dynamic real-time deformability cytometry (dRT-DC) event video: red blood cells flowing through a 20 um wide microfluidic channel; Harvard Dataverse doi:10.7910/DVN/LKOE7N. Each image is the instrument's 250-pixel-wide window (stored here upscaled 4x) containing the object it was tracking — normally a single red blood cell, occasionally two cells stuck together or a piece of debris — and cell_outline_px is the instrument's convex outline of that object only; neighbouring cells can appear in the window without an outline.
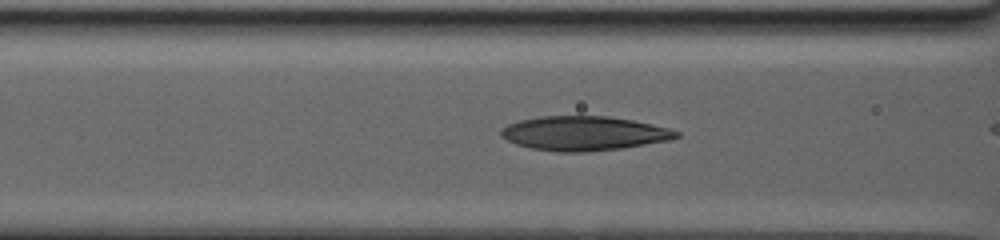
{"species": "human", "species_latin": "Homo sapiens", "temperature_condition": "warm", "stored_images_in_passage": 53, "camera_frame_rate_fps": 3000, "um_per_image_px": 0.085, "donor": {"sex": "male"}, "frame": {"image": 1, "passage_image": 15, "time_ms": 4.0, "image_size_px": [1000, 240], "cell_outline_px": [[680, 136], [668, 140], [620, 148], [584, 152], [556, 152], [528, 148], [516, 144], [500, 136], [500, 128], [508, 124], [520, 120], [540, 116], [608, 116], [632, 120], [668, 128], [680, 132]], "centroid_in_image_um": [49.57, 11.33], "position_along_channel_um": 117.0, "area_um2": 34.97}}
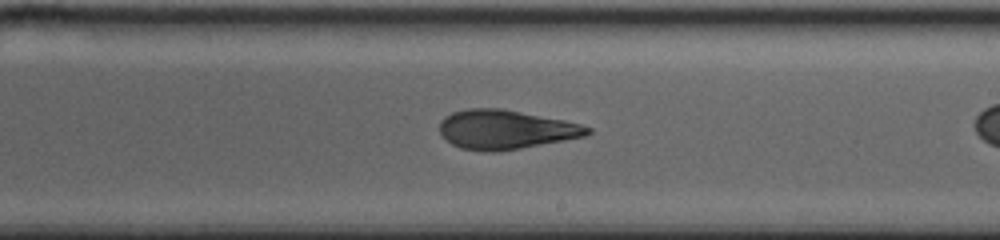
{"frame": {"image": 2, "passage_image": 29, "time_ms": 8.667, "image_size_px": [1000, 240], "cell_outline_px": [[592, 132], [584, 136], [564, 140], [520, 148], [496, 152], [488, 152], [460, 148], [452, 144], [440, 132], [440, 120], [444, 116], [452, 112], [468, 108], [500, 108], [564, 120], [580, 124], [592, 128]], "centroid_in_image_um": [42.95, 11.0], "position_along_channel_um": 246.0, "area_um2": 33.58}}
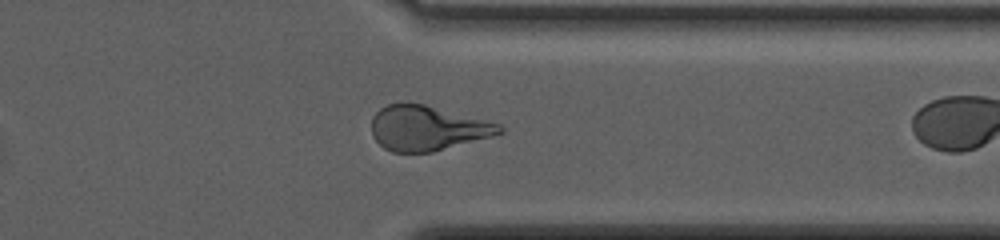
{"frame": {"image": 3, "passage_image": 51, "time_ms": 13.333, "image_size_px": [1000, 240], "cell_outline_px": [[504, 132], [492, 136], [432, 152], [392, 152], [384, 148], [372, 136], [372, 116], [380, 108], [388, 104], [424, 104], [500, 124], [504, 128]], "centroid_in_image_um": [36.31, 10.9], "position_along_channel_um": 375.1, "area_um2": 33.06}}